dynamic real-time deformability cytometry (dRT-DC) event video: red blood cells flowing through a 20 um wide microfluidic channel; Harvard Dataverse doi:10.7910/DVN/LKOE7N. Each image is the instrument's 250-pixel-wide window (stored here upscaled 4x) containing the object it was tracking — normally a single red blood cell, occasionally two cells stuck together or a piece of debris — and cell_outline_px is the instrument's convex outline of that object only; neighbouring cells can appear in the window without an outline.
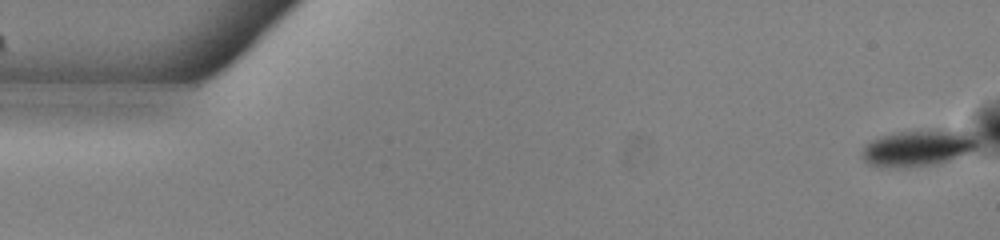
{"species": "common noctule bat (a hibernating species)", "species_latin": "Nyctalus noctula", "temperature_condition": "warm", "stored_images_in_passage": 53, "camera_frame_rate_fps": 3000, "um_per_image_px": 0.085, "animal": {"sex": "male", "body_mass_g": 13.0, "forearm_length_mm": 53.1}, "frame": {"image": 1, "passage_image": 1, "time_ms": 0.0, "image_size_px": [1000, 240], "cell_outline_px": [[980, 144], [976, 148], [968, 152], [948, 160], [936, 164], [896, 168], [880, 168], [868, 164], [860, 156], [860, 152], [864, 144], [880, 136], [900, 132], [960, 132], [972, 136]], "centroid_in_image_um": [77.88, 12.64], "position_along_channel_um": 7.1, "area_um2": 23.76}}
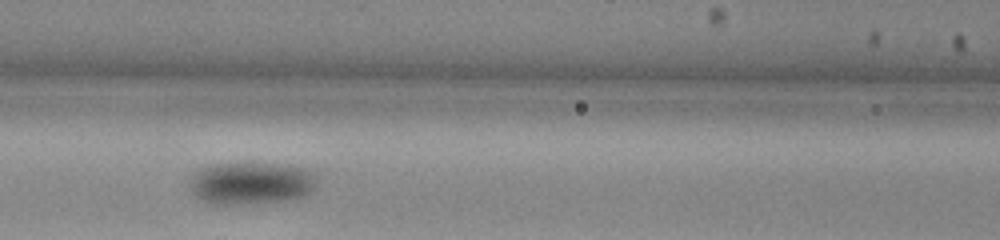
{"frame": {"image": 2, "passage_image": 23, "time_ms": 7.333, "image_size_px": [1000, 240], "cell_outline_px": [[316, 180], [312, 188], [308, 192], [300, 196], [284, 200], [228, 204], [208, 204], [196, 196], [192, 192], [192, 176], [200, 168], [212, 164], [248, 160], [304, 168], [312, 172], [316, 176]], "centroid_in_image_um": [21.29, 15.51], "position_along_channel_um": 145.3, "area_um2": 31.39}}
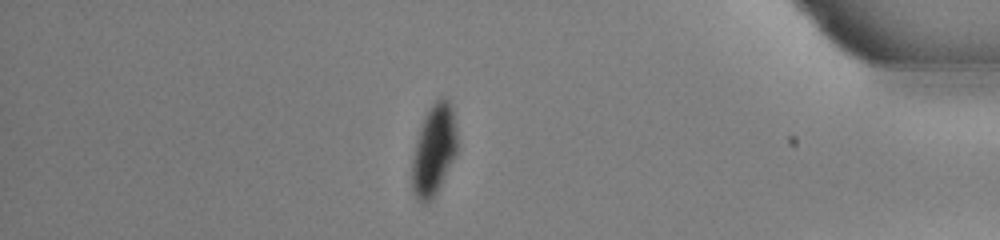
{"frame": {"image": 3, "passage_image": 46, "time_ms": 15.0, "image_size_px": [1000, 240], "cell_outline_px": [[456, 152], [436, 192], [428, 204], [420, 204], [416, 200], [412, 192], [412, 156], [416, 140], [424, 116], [428, 108], [440, 96], [444, 96], [452, 104], [456, 128]], "centroid_in_image_um": [36.84, 12.74], "position_along_channel_um": 398.4, "area_um2": 23.93}, "authors_computed_cell_mechanics": {"area_um2": 27.3394, "velocity_mm_per_s": 3.8336, "shape_relaxation_time_tau1_ms": 4.1358, "shape_relaxation_time_tau2_ms": 11.148, "deformation_change_tau1": 0.0913, "deformation_change_tau2": 0.0774}}